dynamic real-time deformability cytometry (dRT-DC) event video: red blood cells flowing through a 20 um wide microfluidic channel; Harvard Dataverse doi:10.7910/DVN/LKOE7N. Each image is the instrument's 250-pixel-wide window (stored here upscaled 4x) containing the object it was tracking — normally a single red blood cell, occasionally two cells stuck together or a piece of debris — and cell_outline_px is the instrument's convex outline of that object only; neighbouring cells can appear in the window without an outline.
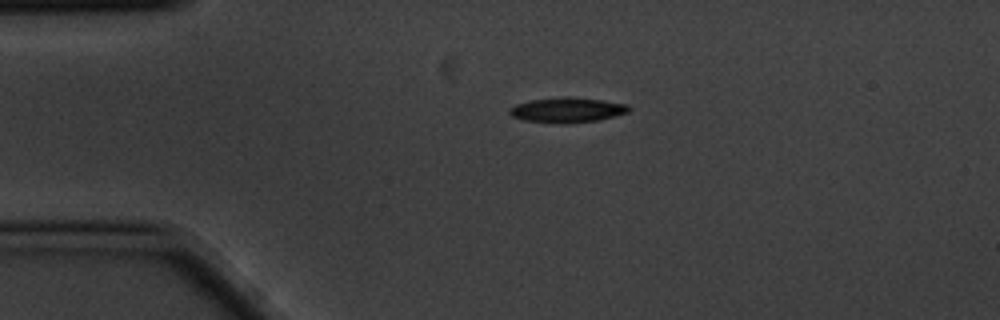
{"species": "common noctule bat (a hibernating species)", "species_latin": "Nyctalus noctula", "temperature_condition": "cold", "stored_images_in_passage": 2, "camera_frame_rate_fps": 3000, "um_per_image_px": 0.085, "animal": {"sex": "male", "body_mass_g": 20.1, "forearm_length_mm": 53.5}, "frame": {"image": 1, "passage_image": 1, "time_ms": 0.0, "image_size_px": [1000, 320], "cell_outline_px": [[632, 108], [628, 112], [600, 120], [564, 124], [560, 124], [524, 120], [512, 116], [508, 112], [508, 108], [516, 104], [532, 100], [568, 96], [600, 100], [628, 104]], "centroid_in_image_um": [48.22, 9.36], "position_along_channel_um": 36.8, "area_um2": 17.46}}